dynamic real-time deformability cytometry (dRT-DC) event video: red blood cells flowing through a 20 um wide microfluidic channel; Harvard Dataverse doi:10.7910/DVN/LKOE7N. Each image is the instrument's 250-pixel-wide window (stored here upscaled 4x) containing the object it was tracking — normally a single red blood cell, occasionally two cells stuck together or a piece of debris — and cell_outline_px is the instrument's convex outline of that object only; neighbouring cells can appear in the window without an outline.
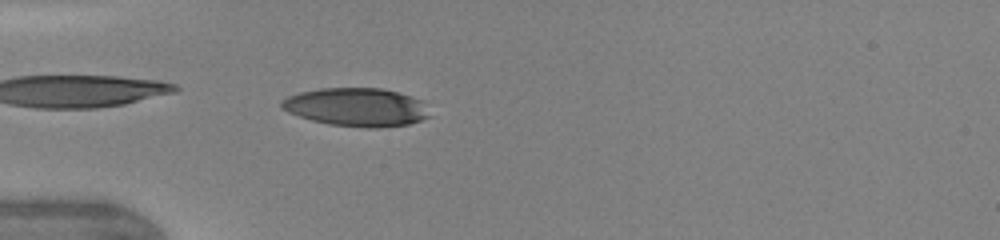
{"species": "human", "species_latin": "Homo sapiens", "temperature_condition": "warm", "stored_images_in_passage": 22, "camera_frame_rate_fps": 3000, "um_per_image_px": 0.085, "donor": {"sex": "female"}, "frame": {"image": 1, "passage_image": 1, "time_ms": 0.0, "image_size_px": [1000, 240], "cell_outline_px": [[432, 116], [408, 124], [380, 128], [368, 128], [328, 124], [312, 120], [288, 112], [280, 108], [280, 100], [288, 96], [300, 92], [320, 88], [380, 88], [412, 96], [424, 100]], "centroid_in_image_um": [30.33, 9.11], "position_along_channel_um": 54.7, "area_um2": 33.41}}
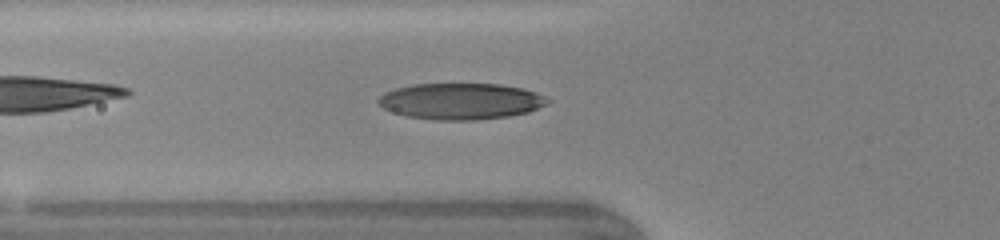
{"frame": {"image": 2, "passage_image": 4, "time_ms": 1.0, "image_size_px": [1000, 240], "cell_outline_px": [[552, 100], [548, 104], [528, 112], [508, 116], [476, 120], [436, 120], [408, 116], [384, 108], [376, 100], [384, 92], [396, 88], [412, 84], [500, 84], [520, 88], [536, 92]], "centroid_in_image_um": [39.19, 8.6], "position_along_channel_um": 86.6, "area_um2": 35.66}}